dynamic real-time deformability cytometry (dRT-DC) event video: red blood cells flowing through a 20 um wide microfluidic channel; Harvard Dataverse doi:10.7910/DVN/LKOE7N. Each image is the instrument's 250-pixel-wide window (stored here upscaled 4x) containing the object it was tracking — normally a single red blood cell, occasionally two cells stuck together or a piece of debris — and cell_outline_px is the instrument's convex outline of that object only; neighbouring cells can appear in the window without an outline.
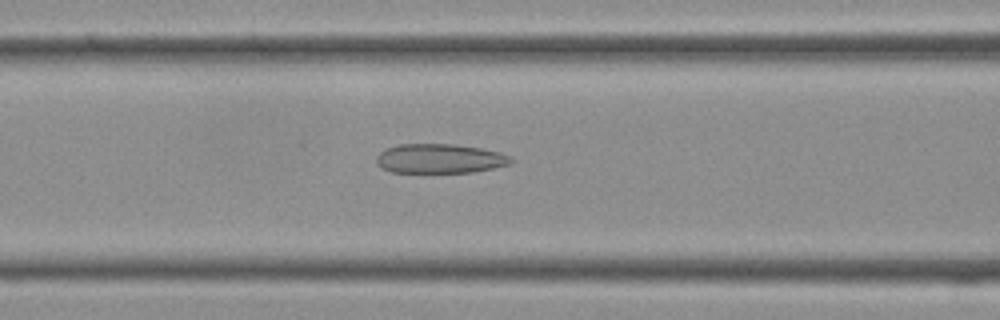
{"species": "Egyptian fruit bat (a non-hibernating species)", "species_latin": "Rousettus aegyptiacus", "temperature_condition": "cold", "stored_images_in_passage": 38, "camera_frame_rate_fps": 3000, "um_per_image_px": 0.085, "frame": {"image": 1, "passage_image": 15, "time_ms": 4.667, "image_size_px": [1000, 320], "cell_outline_px": [[516, 160], [512, 164], [472, 172], [392, 172], [380, 168], [376, 164], [376, 156], [380, 152], [388, 148], [400, 144], [452, 144], [480, 148], [500, 152]], "centroid_in_image_um": [37.38, 13.48], "position_along_channel_um": 129.2, "area_um2": 23.06}}
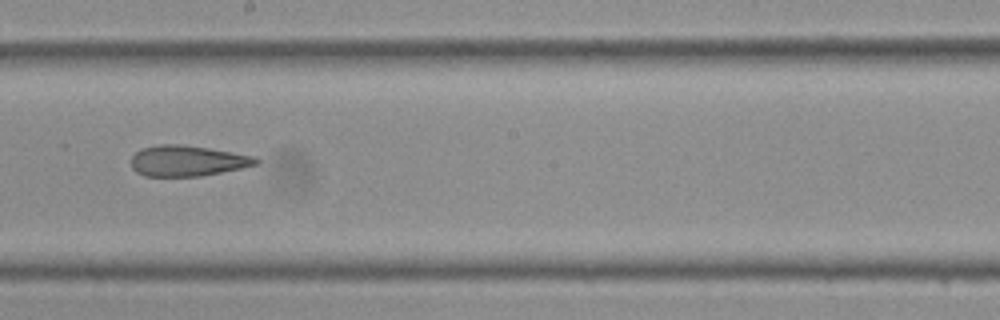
{"frame": {"image": 2, "passage_image": 21, "time_ms": 6.667, "image_size_px": [1000, 320], "cell_outline_px": [[260, 164], [200, 176], [144, 176], [136, 172], [132, 168], [132, 156], [136, 152], [144, 148], [160, 144], [180, 144], [208, 148], [256, 156], [260, 160]], "centroid_in_image_um": [15.95, 13.67], "position_along_channel_um": 232.3, "area_um2": 22.25}}
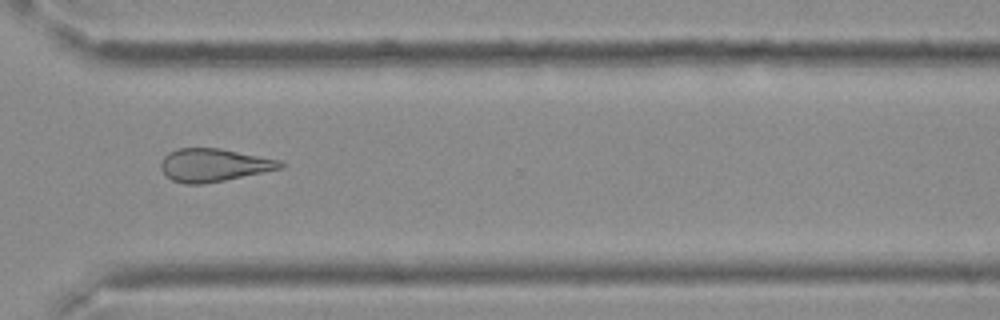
{"frame": {"image": 3, "passage_image": 28, "time_ms": 9.0, "image_size_px": [1000, 320], "cell_outline_px": [[288, 164], [284, 168], [224, 180], [200, 184], [184, 184], [172, 180], [160, 168], [160, 160], [168, 152], [176, 148], [220, 148], [280, 160]], "centroid_in_image_um": [18.18, 14.02], "position_along_channel_um": 352.4, "area_um2": 23.06}}